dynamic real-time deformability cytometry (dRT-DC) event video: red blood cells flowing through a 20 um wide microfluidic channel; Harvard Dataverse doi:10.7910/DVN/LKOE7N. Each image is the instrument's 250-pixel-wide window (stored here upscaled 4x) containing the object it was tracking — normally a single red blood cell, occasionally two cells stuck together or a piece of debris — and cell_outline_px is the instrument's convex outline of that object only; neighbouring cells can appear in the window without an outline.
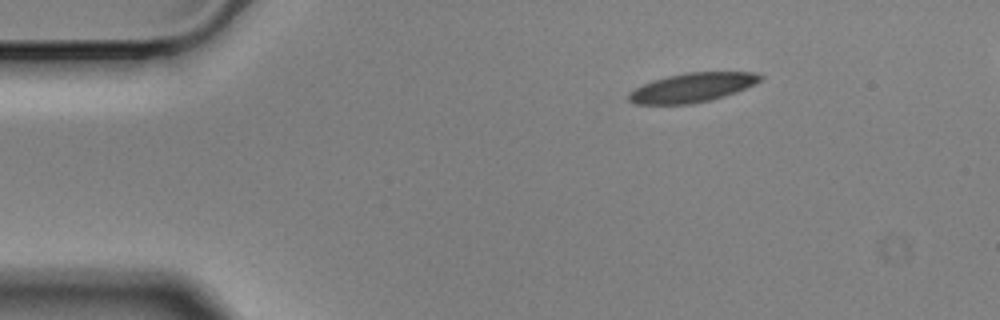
{"species": "Egyptian fruit bat (a non-hibernating species)", "species_latin": "Rousettus aegyptiacus", "temperature_condition": "cold", "stored_images_in_passage": 4, "camera_frame_rate_fps": 3000, "um_per_image_px": 0.085, "animal": {"sex": "male"}, "frame": {"image": 1, "passage_image": 1, "time_ms": 0.0, "image_size_px": [1000, 320], "cell_outline_px": [[764, 76], [756, 84], [736, 92], [712, 100], [692, 104], [636, 104], [628, 100], [628, 92], [652, 80], [684, 72], [756, 72]], "centroid_in_image_um": [58.86, 7.44], "position_along_channel_um": 26.1, "area_um2": 22.48}}
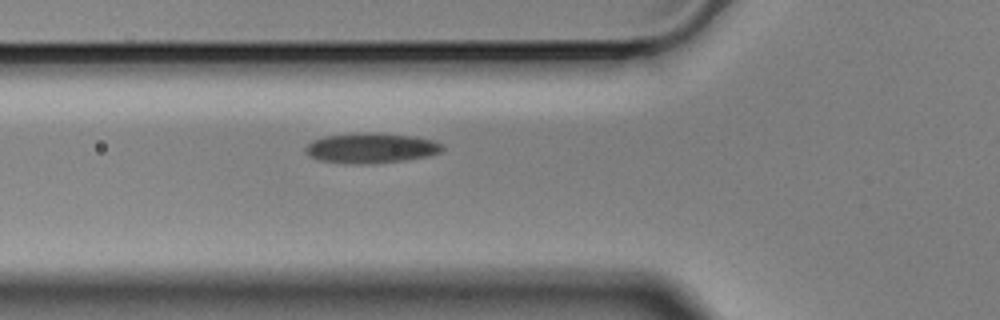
{"frame": {"image": 2, "passage_image": 4, "time_ms": 1.0, "image_size_px": [1000, 320], "cell_outline_px": [[444, 148], [440, 152], [428, 156], [408, 160], [364, 164], [356, 164], [316, 160], [308, 156], [304, 152], [304, 148], [312, 140], [324, 136], [364, 132], [376, 132], [412, 136], [432, 140], [444, 144]], "centroid_in_image_um": [31.51, 12.58], "position_along_channel_um": 94.3, "area_um2": 24.33}}